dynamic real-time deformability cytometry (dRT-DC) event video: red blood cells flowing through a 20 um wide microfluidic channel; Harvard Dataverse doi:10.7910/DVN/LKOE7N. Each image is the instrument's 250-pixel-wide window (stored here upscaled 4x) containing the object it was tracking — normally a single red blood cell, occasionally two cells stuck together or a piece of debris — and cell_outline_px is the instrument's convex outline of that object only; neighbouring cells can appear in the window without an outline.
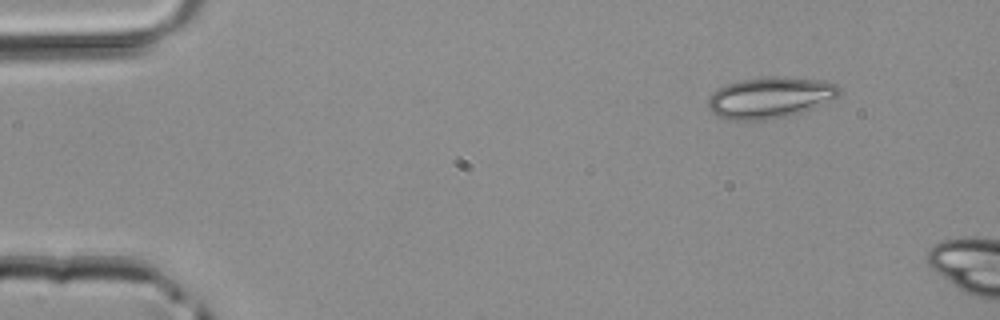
{"species": "common noctule bat (a hibernating species)", "species_latin": "Nyctalus noctula", "temperature_condition": "room temperature", "stored_images_in_passage": 3, "camera_frame_rate_fps": 3000, "um_per_image_px": 0.085, "animal": {"sex": "male", "body_mass_g": 20.4}, "frame": {"image": 1, "passage_image": 1, "time_ms": 0.0, "image_size_px": [1000, 320], "cell_outline_px": [[840, 92], [836, 96], [812, 108], [788, 116], [772, 120], [732, 120], [716, 116], [708, 108], [708, 100], [712, 92], [724, 84], [740, 80], [764, 76], [784, 76], [820, 80], [836, 84], [840, 88]], "centroid_in_image_um": [65.39, 8.29], "position_along_channel_um": 19.6, "area_um2": 31.62}}